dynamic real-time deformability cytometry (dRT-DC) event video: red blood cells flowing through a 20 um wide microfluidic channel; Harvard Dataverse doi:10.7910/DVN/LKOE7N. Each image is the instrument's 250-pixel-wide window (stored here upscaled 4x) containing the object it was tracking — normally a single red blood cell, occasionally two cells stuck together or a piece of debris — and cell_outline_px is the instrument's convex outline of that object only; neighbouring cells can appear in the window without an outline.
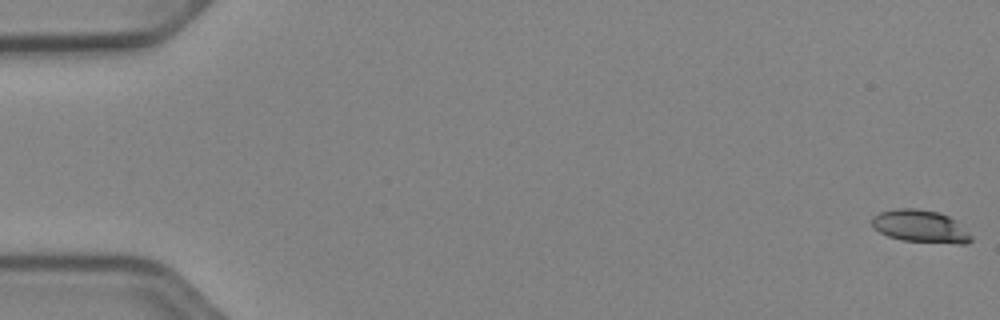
{"species": "Egyptian fruit bat (a non-hibernating species)", "species_latin": "Rousettus aegyptiacus", "temperature_condition": "cold", "stored_images_in_passage": 52, "camera_frame_rate_fps": 3000, "um_per_image_px": 0.085, "animal": {"sex": "female"}, "frame": {"image": 1, "passage_image": 1, "time_ms": 0.0, "image_size_px": [1000, 320], "cell_outline_px": [[972, 240], [964, 244], [956, 244], [900, 240], [888, 236], [872, 228], [872, 216], [880, 212], [896, 208], [916, 208], [940, 212], [956, 220], [972, 236]], "centroid_in_image_um": [78.23, 19.23], "position_along_channel_um": 6.8, "area_um2": 19.02}}
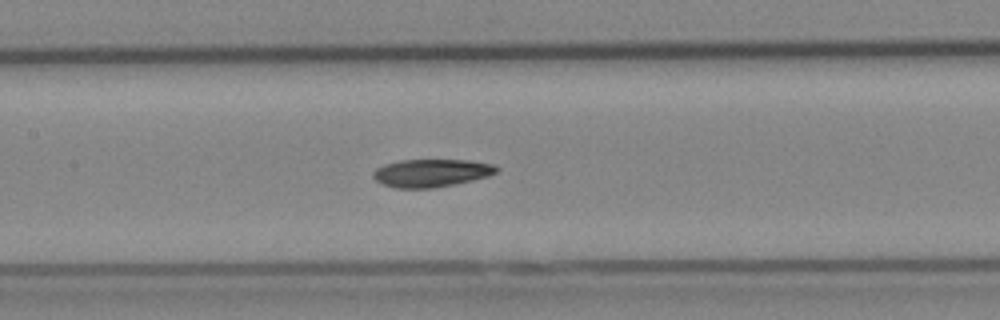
{"frame": {"image": 2, "passage_image": 27, "time_ms": 8.667, "image_size_px": [1000, 320], "cell_outline_px": [[500, 168], [496, 172], [488, 176], [472, 180], [432, 188], [396, 188], [384, 184], [376, 180], [372, 176], [372, 172], [376, 168], [384, 164], [400, 160], [468, 160], [492, 164]], "centroid_in_image_um": [36.64, 14.69], "position_along_channel_um": 170.8, "area_um2": 19.88}}
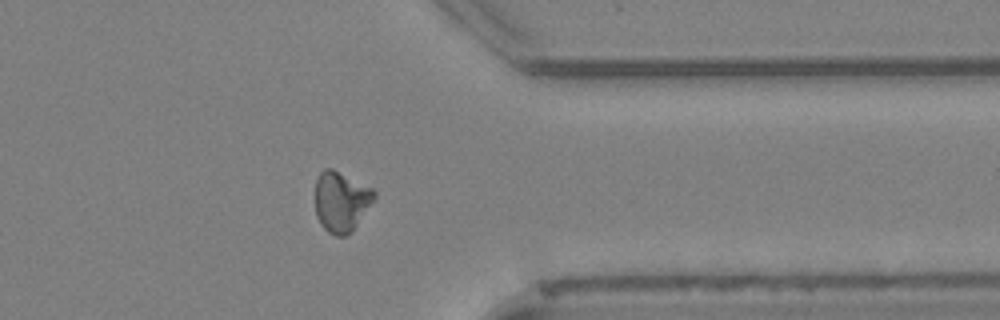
{"frame": {"image": 3, "passage_image": 44, "time_ms": 14.333, "image_size_px": [1000, 320], "cell_outline_px": [[376, 200], [356, 224], [344, 236], [336, 236], [328, 232], [320, 224], [316, 216], [316, 180], [320, 172], [324, 168], [332, 168], [372, 188], [376, 192]], "centroid_in_image_um": [29.0, 17.11], "position_along_channel_um": 382.4, "area_um2": 20.63}, "authors_computed_cell_mechanics": {"area_um2": 19.8832, "velocity_mm_per_s": 3.8837, "shape_relaxation_time_tau1_ms": null, "shape_relaxation_time_tau2_ms": 3.0435, "deformation_change_tau1": null, "deformation_change_tau2": 0.0951}}